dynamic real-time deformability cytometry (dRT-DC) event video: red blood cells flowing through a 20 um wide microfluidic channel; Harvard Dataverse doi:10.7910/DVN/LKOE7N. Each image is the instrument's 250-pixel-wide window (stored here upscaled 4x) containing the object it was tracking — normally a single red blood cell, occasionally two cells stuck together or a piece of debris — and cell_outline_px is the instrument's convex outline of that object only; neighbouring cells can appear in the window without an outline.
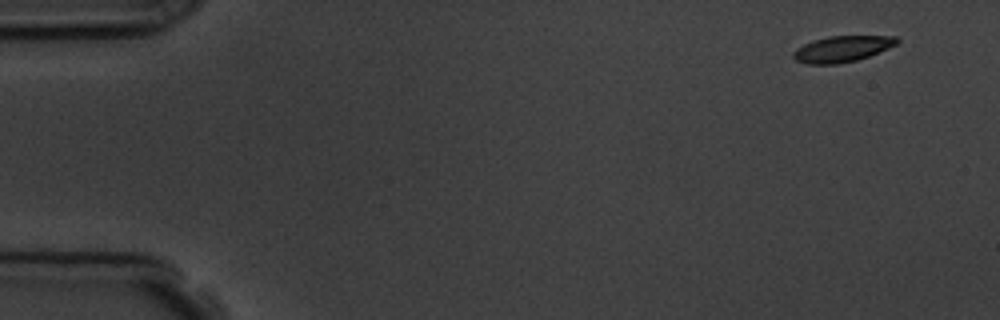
{"species": "common noctule bat (a hibernating species)", "species_latin": "Nyctalus noctula", "temperature_condition": "room temperature", "stored_images_in_passage": 4, "camera_frame_rate_fps": 3000, "um_per_image_px": 0.085, "animal": {"sex": "male", "body_mass_g": 19.5, "forearm_length_mm": 54.6}, "frame": {"image": 1, "passage_image": 1, "time_ms": 0.0, "image_size_px": [1000, 320], "cell_outline_px": [[900, 40], [896, 44], [888, 48], [868, 56], [856, 60], [840, 64], [808, 64], [796, 60], [792, 56], [792, 52], [796, 48], [804, 44], [828, 36], [896, 36]], "centroid_in_image_um": [71.57, 4.16], "position_along_channel_um": 13.4, "area_um2": 15.61}}